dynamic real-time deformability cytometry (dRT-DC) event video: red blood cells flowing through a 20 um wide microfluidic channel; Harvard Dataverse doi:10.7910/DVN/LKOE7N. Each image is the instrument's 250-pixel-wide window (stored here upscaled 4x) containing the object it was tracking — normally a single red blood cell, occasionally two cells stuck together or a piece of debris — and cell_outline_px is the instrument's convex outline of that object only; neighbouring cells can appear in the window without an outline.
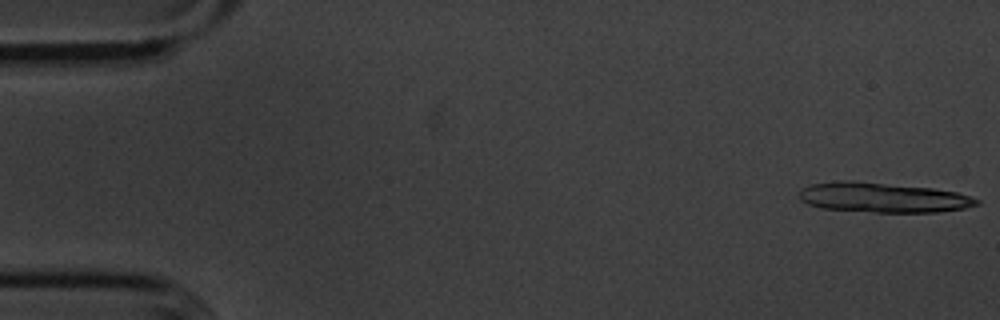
{"species": "common noctule bat (a hibernating species)", "species_latin": "Nyctalus noctula", "temperature_condition": "cold", "stored_images_in_passage": 13, "camera_frame_rate_fps": 3000, "um_per_image_px": 0.085, "animal": {"sex": "male", "body_mass_g": 20.1, "forearm_length_mm": 53.5}, "frame": {"image": 1, "passage_image": 1, "time_ms": 0.0, "image_size_px": [1000, 320], "cell_outline_px": [[980, 204], [964, 208], [936, 212], [876, 212], [820, 208], [808, 204], [800, 200], [800, 188], [812, 184], [840, 180], [852, 180], [932, 188], [956, 192], [972, 196], [980, 200]], "centroid_in_image_um": [75.04, 16.78], "position_along_channel_um": 10.0, "area_um2": 30.98}}